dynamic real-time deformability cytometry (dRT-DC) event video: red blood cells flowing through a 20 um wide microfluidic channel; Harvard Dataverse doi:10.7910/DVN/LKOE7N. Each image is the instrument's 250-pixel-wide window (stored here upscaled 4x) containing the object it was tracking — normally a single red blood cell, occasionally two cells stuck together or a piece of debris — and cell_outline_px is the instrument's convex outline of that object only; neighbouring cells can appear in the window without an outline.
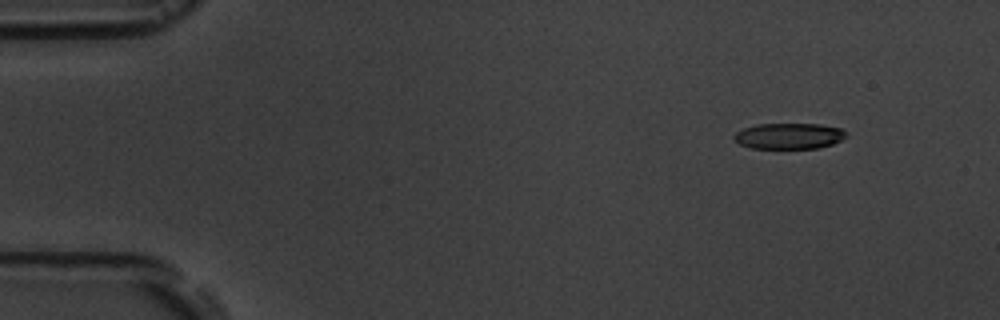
{"species": "common noctule bat (a hibernating species)", "species_latin": "Nyctalus noctula", "temperature_condition": "room temperature", "stored_images_in_passage": 5, "camera_frame_rate_fps": 3000, "um_per_image_px": 0.085, "animal": {"sex": "male", "body_mass_g": 19.5, "forearm_length_mm": 54.6}, "frame": {"image": 1, "passage_image": 1, "time_ms": 0.0, "image_size_px": [1000, 320], "cell_outline_px": [[848, 136], [832, 144], [820, 148], [752, 148], [740, 144], [732, 136], [736, 132], [744, 128], [756, 124], [820, 124], [840, 128], [848, 132]], "centroid_in_image_um": [67.09, 11.55], "position_along_channel_um": 17.9, "area_um2": 16.94}}
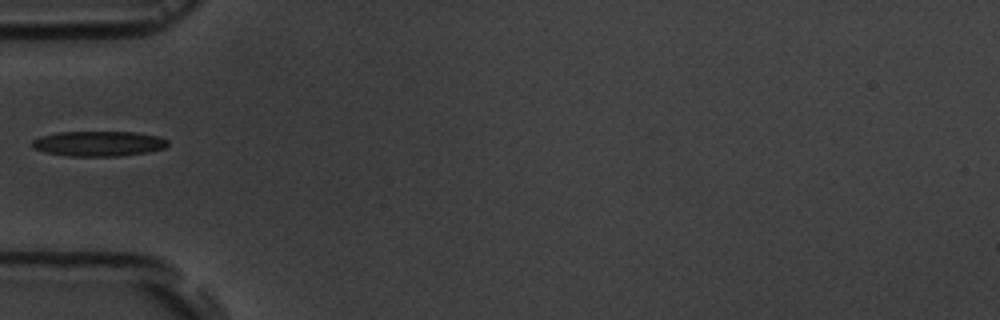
{"frame": {"image": 2, "passage_image": 4, "time_ms": 4.333, "image_size_px": [1000, 320], "cell_outline_px": [[168, 144], [164, 148], [148, 152], [120, 156], [68, 156], [44, 152], [32, 148], [32, 140], [40, 136], [56, 132], [136, 132], [160, 136], [168, 140]], "centroid_in_image_um": [8.37, 12.2], "position_along_channel_um": 76.6, "area_um2": 20.06}}
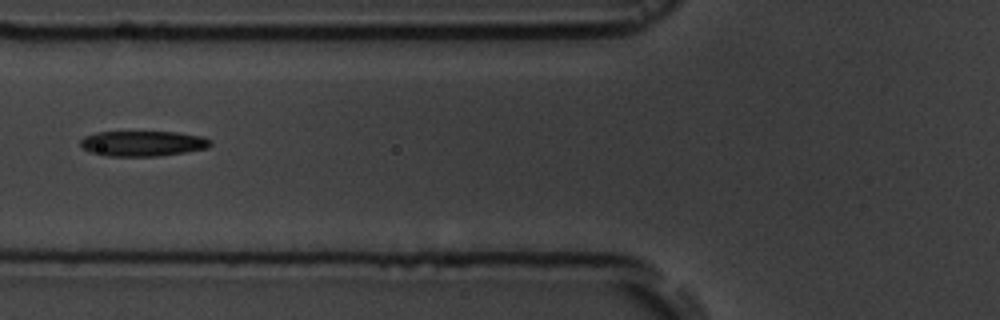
{"frame": {"image": 3, "passage_image": 5, "time_ms": 5.333, "image_size_px": [1000, 320], "cell_outline_px": [[212, 144], [208, 148], [184, 152], [156, 156], [108, 156], [92, 152], [84, 148], [80, 144], [80, 140], [84, 136], [96, 132], [176, 132], [204, 136], [212, 140]], "centroid_in_image_um": [12.17, 12.19], "position_along_channel_um": 113.6, "area_um2": 19.19}}